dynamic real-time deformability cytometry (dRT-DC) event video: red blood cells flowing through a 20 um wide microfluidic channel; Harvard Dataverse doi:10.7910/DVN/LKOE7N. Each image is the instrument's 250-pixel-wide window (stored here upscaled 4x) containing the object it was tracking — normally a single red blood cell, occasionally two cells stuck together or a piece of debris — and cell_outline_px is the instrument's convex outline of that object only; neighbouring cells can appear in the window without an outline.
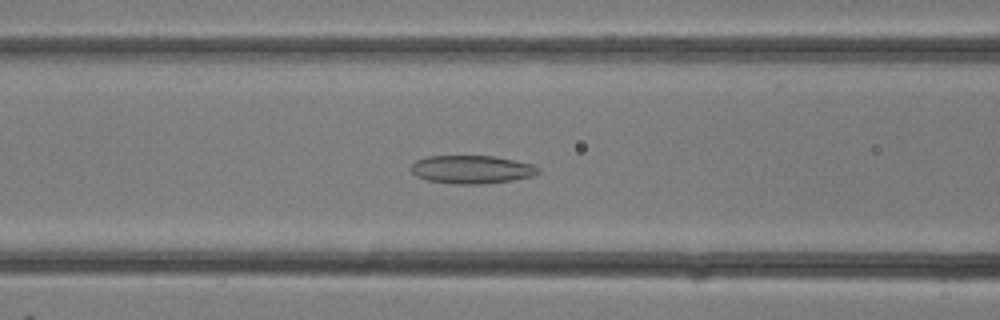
{"species": "common noctule bat (a hibernating species)", "species_latin": "Nyctalus noctula", "temperature_condition": "room temperature", "stored_images_in_passage": 20, "camera_frame_rate_fps": 3000, "um_per_image_px": 0.085, "animal": {"sex": "female"}, "frame": {"image": 1, "passage_image": 12, "time_ms": 3.667, "image_size_px": [1000, 320], "cell_outline_px": [[540, 172], [532, 176], [512, 180], [484, 184], [452, 184], [428, 180], [416, 176], [412, 172], [412, 164], [416, 160], [428, 156], [496, 156], [532, 164], [540, 168]], "centroid_in_image_um": [40.11, 14.4], "position_along_channel_um": 126.5, "area_um2": 20.92}}
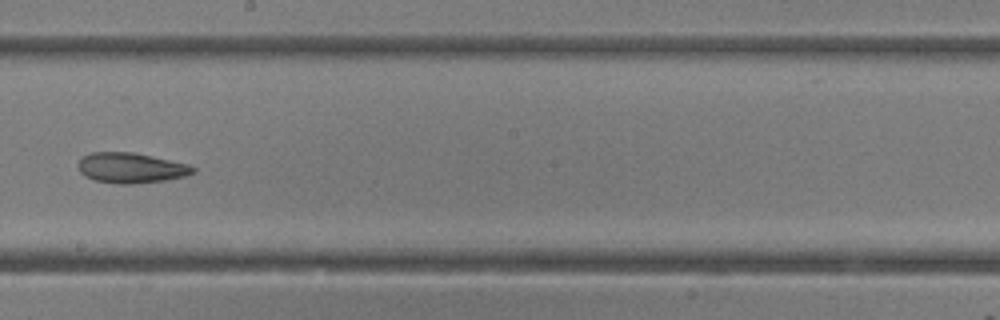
{"frame": {"image": 2, "passage_image": 17, "time_ms": 5.333, "image_size_px": [1000, 320], "cell_outline_px": [[196, 172], [184, 176], [164, 180], [132, 184], [120, 184], [96, 180], [84, 176], [80, 172], [76, 164], [80, 156], [92, 152], [132, 152], [188, 164], [196, 168]], "centroid_in_image_um": [11.08, 14.26], "position_along_channel_um": 237.1, "area_um2": 20.29}}
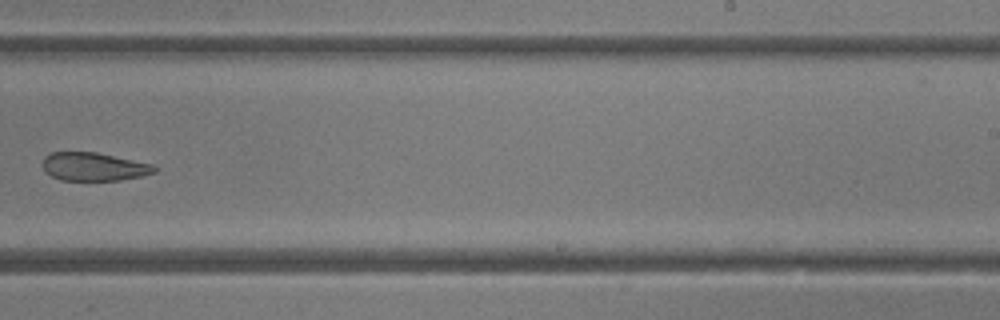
{"frame": {"image": 3, "passage_image": 19, "time_ms": 6.0, "image_size_px": [1000, 320], "cell_outline_px": [[156, 172], [140, 176], [120, 180], [60, 180], [52, 176], [44, 168], [44, 156], [48, 152], [96, 152], [152, 164], [156, 168]], "centroid_in_image_um": [7.97, 14.16], "position_along_channel_um": 281.0, "area_um2": 18.21}}